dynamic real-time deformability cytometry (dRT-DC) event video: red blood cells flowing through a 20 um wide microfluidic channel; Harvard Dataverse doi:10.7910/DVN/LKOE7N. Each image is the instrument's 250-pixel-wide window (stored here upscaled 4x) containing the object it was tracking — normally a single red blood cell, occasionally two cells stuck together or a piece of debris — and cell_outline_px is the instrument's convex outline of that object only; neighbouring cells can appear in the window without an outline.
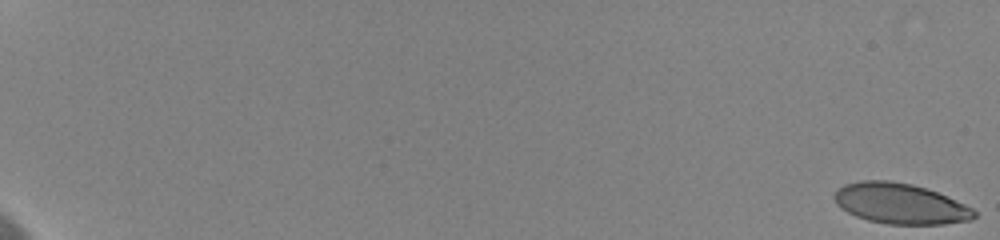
{"species": "human", "species_latin": "Homo sapiens", "temperature_condition": "cold", "stored_images_in_passage": 23, "camera_frame_rate_fps": 3000, "um_per_image_px": 0.085, "donor": {"sex": "female"}, "frame": {"image": 1, "passage_image": 1, "time_ms": 0.0, "image_size_px": [1000, 240], "cell_outline_px": [[976, 216], [972, 220], [944, 224], [888, 224], [868, 220], [856, 216], [840, 208], [836, 204], [832, 196], [844, 184], [860, 180], [888, 180], [912, 184], [936, 192], [964, 204], [972, 208], [976, 212]], "centroid_in_image_um": [76.5, 17.31], "position_along_channel_um": 8.5, "area_um2": 32.95}}
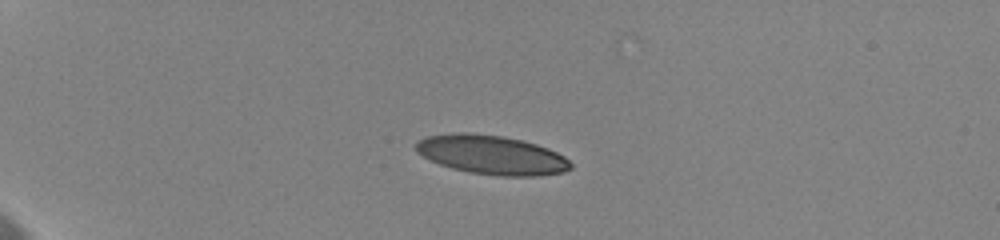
{"frame": {"image": 2, "passage_image": 22, "time_ms": 5.667, "image_size_px": [1000, 240], "cell_outline_px": [[572, 168], [564, 172], [540, 176], [496, 176], [468, 172], [452, 168], [440, 164], [416, 152], [416, 144], [420, 140], [428, 136], [456, 132], [468, 132], [504, 136], [536, 144], [548, 148], [564, 156], [572, 164]], "centroid_in_image_um": [41.82, 13.17], "position_along_channel_um": 43.2, "area_um2": 35.26}}